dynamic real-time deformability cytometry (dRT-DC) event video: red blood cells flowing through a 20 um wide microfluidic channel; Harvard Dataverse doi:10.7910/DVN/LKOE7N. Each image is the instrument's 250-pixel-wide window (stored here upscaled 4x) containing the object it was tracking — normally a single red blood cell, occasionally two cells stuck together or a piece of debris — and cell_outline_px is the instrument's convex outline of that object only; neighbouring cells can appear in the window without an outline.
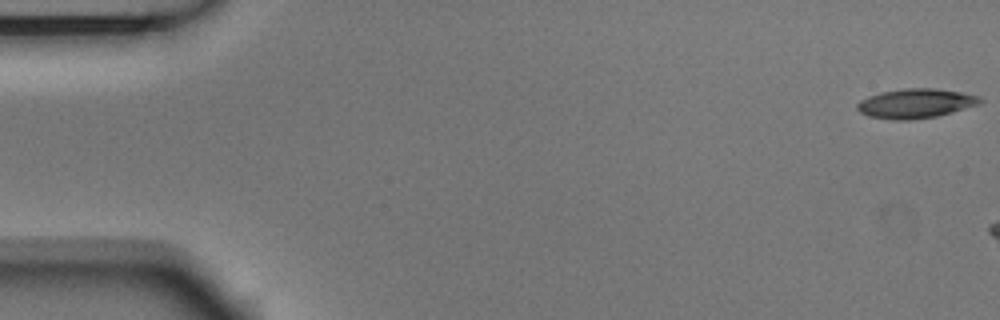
{"species": "Egyptian fruit bat (a non-hibernating species)", "species_latin": "Rousettus aegyptiacus", "temperature_condition": "room temperature", "stored_images_in_passage": 3, "camera_frame_rate_fps": 3000, "um_per_image_px": 0.085, "animal": {"sex": "male"}, "frame": {"image": 1, "passage_image": 1, "time_ms": 0.0, "image_size_px": [1000, 320], "cell_outline_px": [[984, 100], [980, 104], [952, 112], [936, 116], [908, 120], [892, 120], [868, 116], [860, 112], [856, 108], [856, 104], [860, 100], [868, 96], [884, 92], [904, 88], [936, 88], [960, 92], [980, 96]], "centroid_in_image_um": [77.83, 8.79], "position_along_channel_um": 7.2, "area_um2": 21.1}}